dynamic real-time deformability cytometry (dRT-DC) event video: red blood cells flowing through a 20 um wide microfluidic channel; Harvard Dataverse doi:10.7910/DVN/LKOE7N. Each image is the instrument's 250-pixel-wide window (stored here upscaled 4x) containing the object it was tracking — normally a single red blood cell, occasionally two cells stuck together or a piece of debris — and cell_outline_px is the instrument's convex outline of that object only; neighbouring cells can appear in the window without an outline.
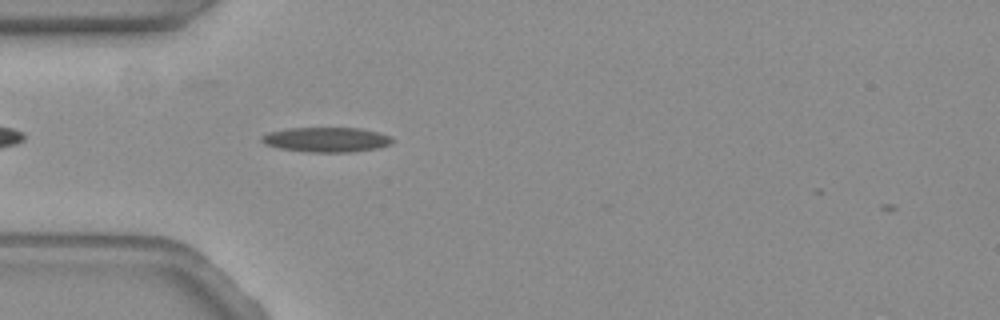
{"species": "common noctule bat (a hibernating species)", "species_latin": "Nyctalus noctula", "temperature_condition": "warm", "stored_images_in_passage": 3, "camera_frame_rate_fps": 3000, "um_per_image_px": 0.085, "animal": {"sex": "female", "body_mass_g": 19.3, "forearm_length_mm": 54.1}, "frame": {"image": 1, "passage_image": 2, "time_ms": 0.333, "image_size_px": [1000, 320], "cell_outline_px": [[392, 144], [376, 148], [352, 152], [308, 152], [280, 148], [264, 144], [260, 140], [260, 136], [268, 132], [288, 128], [360, 128], [380, 132], [392, 136]], "centroid_in_image_um": [27.74, 11.86], "position_along_channel_um": 57.3, "area_um2": 19.02}}